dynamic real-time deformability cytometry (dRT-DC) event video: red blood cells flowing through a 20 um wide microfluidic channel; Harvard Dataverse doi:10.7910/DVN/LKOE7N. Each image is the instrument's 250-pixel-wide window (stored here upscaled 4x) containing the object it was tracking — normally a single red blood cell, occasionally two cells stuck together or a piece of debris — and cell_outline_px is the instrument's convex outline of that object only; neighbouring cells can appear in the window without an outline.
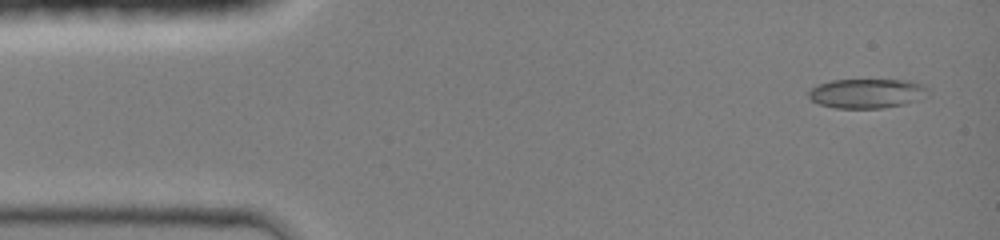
{"species": "common noctule bat (a hibernating species)", "species_latin": "Nyctalus noctula", "temperature_condition": "room temperature", "stored_images_in_passage": 38, "camera_frame_rate_fps": 3000, "um_per_image_px": 0.085, "animal": {"sex": "female", "body_mass_g": 19.0, "forearm_length_mm": 51.5}, "frame": {"image": 1, "passage_image": 2, "time_ms": 0.333, "image_size_px": [1000, 240], "cell_outline_px": [[928, 88], [920, 100], [904, 104], [880, 108], [836, 108], [820, 104], [812, 100], [808, 96], [808, 92], [812, 88], [820, 84], [832, 80], [912, 80]], "centroid_in_image_um": [73.68, 7.94], "position_along_channel_um": 11.3, "area_um2": 20.29}}
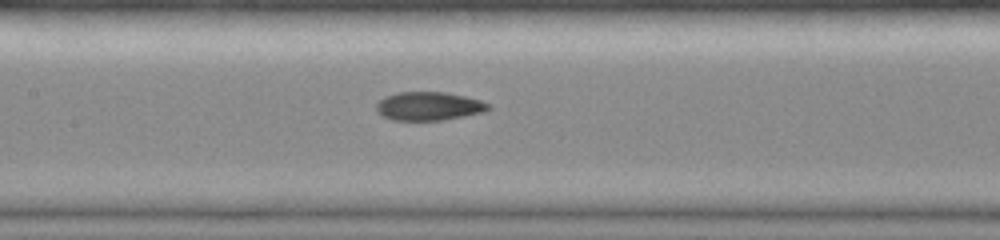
{"frame": {"image": 2, "passage_image": 20, "time_ms": 6.333, "image_size_px": [1000, 240], "cell_outline_px": [[492, 108], [484, 112], [444, 120], [392, 120], [376, 112], [376, 104], [384, 96], [396, 92], [444, 92], [464, 96], [480, 100], [488, 104]], "centroid_in_image_um": [36.43, 9.02], "position_along_channel_um": 171.0, "area_um2": 18.67}}
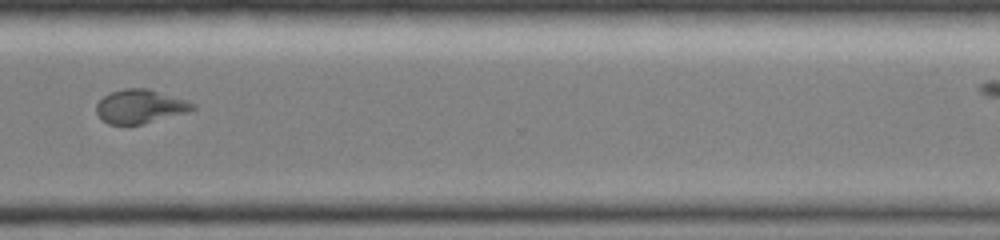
{"frame": {"image": 3, "passage_image": 33, "time_ms": 10.667, "image_size_px": [1000, 240], "cell_outline_px": [[196, 108], [188, 112], [140, 124], [108, 124], [96, 112], [96, 104], [108, 92], [124, 88], [148, 88], [188, 100], [196, 104]], "centroid_in_image_um": [11.93, 9.02], "position_along_channel_um": 358.7, "area_um2": 18.96}}